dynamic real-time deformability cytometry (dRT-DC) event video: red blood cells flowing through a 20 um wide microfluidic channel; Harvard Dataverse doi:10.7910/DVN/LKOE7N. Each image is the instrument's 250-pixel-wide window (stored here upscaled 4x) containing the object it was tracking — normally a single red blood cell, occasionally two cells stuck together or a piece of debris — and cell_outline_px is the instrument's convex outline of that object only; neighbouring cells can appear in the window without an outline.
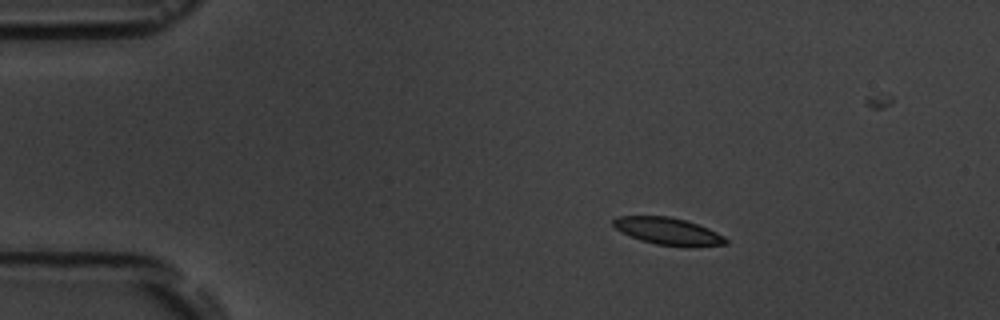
{"species": "common noctule bat (a hibernating species)", "species_latin": "Nyctalus noctula", "temperature_condition": "room temperature", "stored_images_in_passage": 3, "camera_frame_rate_fps": 3000, "um_per_image_px": 0.085, "animal": {"sex": "male", "body_mass_g": 19.5, "forearm_length_mm": 54.6}, "frame": {"image": 1, "passage_image": 1, "time_ms": 0.0, "image_size_px": [1000, 320], "cell_outline_px": [[728, 244], [688, 248], [656, 244], [640, 240], [620, 232], [612, 224], [612, 220], [616, 216], [672, 216], [708, 228], [724, 236], [728, 240]], "centroid_in_image_um": [56.79, 19.67], "position_along_channel_um": 28.2, "area_um2": 18.09}}